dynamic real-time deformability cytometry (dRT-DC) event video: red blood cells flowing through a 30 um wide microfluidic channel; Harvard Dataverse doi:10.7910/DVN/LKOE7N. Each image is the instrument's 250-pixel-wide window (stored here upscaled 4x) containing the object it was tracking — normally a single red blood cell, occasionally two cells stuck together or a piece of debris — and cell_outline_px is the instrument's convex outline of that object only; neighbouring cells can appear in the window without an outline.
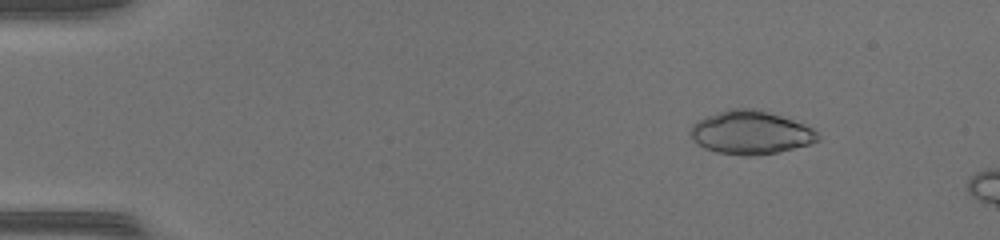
{"species": "common noctule bat (a hibernating species)", "species_latin": "Nyctalus noctula", "temperature_condition": "warm", "stored_images_in_passage": 11, "camera_frame_rate_fps": 3000, "um_per_image_px": 0.085, "animal": {"sex": "female", "body_mass_g": 17.0, "forearm_length_mm": 48.0}, "frame": {"image": 1, "passage_image": 7, "time_ms": 2.0, "image_size_px": [1000, 240], "cell_outline_px": [[820, 140], [808, 144], [776, 152], [752, 156], [744, 156], [716, 152], [704, 148], [696, 144], [688, 132], [692, 124], [696, 120], [728, 108], [752, 108], [768, 112], [804, 124], [812, 128], [820, 136]], "centroid_in_image_um": [63.74, 11.26], "position_along_channel_um": 21.3, "area_um2": 32.19}}